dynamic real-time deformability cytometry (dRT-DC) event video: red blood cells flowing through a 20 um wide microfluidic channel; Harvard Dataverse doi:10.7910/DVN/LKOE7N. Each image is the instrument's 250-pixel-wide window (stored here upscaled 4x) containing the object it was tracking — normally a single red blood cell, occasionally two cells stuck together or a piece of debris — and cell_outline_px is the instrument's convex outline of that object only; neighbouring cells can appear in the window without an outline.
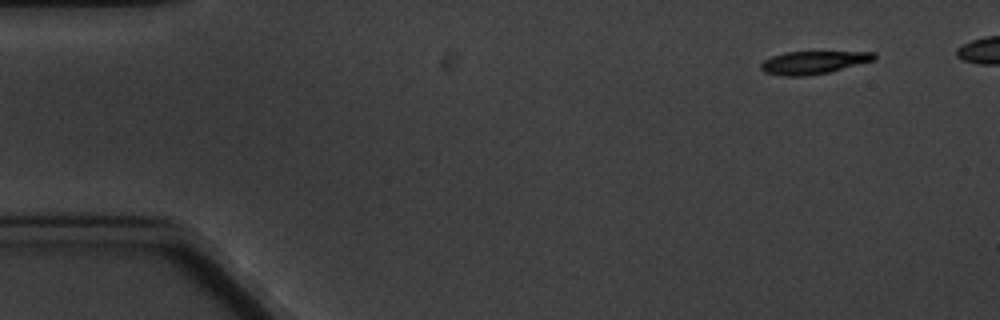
{"species": "common noctule bat (a hibernating species)", "species_latin": "Nyctalus noctula", "temperature_condition": "cold", "stored_images_in_passage": 9, "camera_frame_rate_fps": 3000, "um_per_image_px": 0.085, "animal": {"sex": "male", "body_mass_g": 20.1, "forearm_length_mm": 53.5}, "frame": {"image": 1, "passage_image": 1, "time_ms": 0.0, "image_size_px": [1000, 320], "cell_outline_px": [[876, 60], [828, 72], [808, 76], [784, 76], [764, 72], [760, 68], [760, 64], [764, 60], [772, 56], [788, 52], [876, 52]], "centroid_in_image_um": [69.14, 5.31], "position_along_channel_um": 15.9, "area_um2": 15.03}}